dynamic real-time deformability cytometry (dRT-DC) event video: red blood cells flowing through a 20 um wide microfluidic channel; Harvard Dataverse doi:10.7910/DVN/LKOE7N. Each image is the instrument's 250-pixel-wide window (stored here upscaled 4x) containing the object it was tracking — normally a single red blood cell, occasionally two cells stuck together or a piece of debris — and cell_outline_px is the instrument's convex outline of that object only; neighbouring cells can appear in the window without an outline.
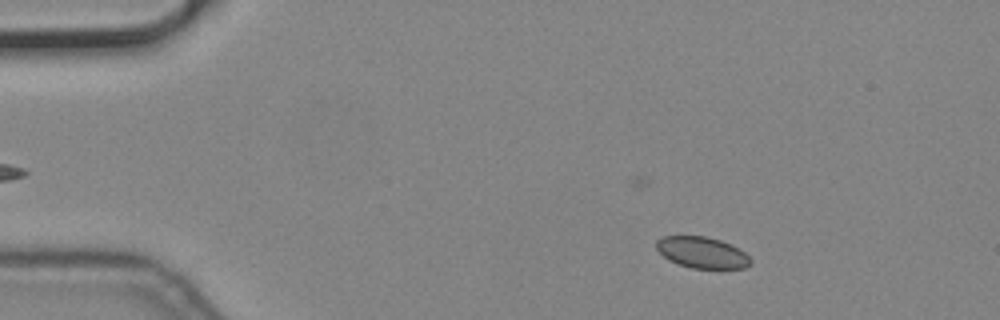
{"species": "common noctule bat (a hibernating species)", "species_latin": "Nyctalus noctula", "temperature_condition": "cold", "stored_images_in_passage": 55, "camera_frame_rate_fps": 3000, "um_per_image_px": 0.085, "animal": {"sex": "male", "body_mass_g": 19.2, "forearm_length_mm": 51.8}, "frame": {"image": 1, "passage_image": 7, "time_ms": 2.0, "image_size_px": [1000, 320], "cell_outline_px": [[752, 264], [744, 268], [692, 268], [668, 260], [656, 248], [656, 240], [664, 236], [708, 236], [732, 244], [740, 248], [752, 260]], "centroid_in_image_um": [59.7, 21.45], "position_along_channel_um": 25.3, "area_um2": 17.22}}
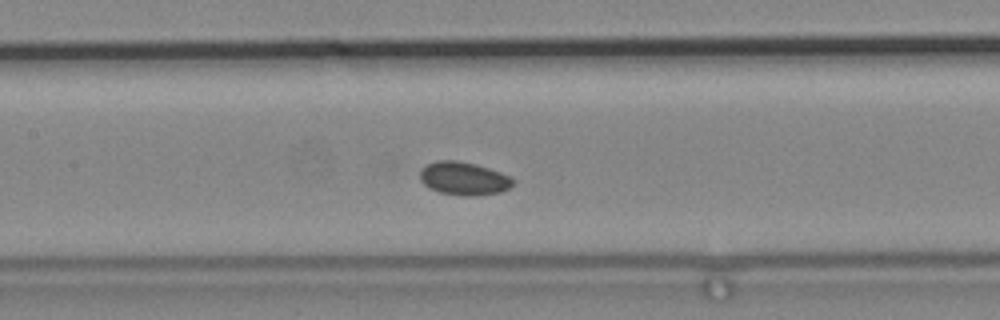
{"frame": {"image": 2, "passage_image": 25, "time_ms": 8.0, "image_size_px": [1000, 320], "cell_outline_px": [[516, 180], [508, 188], [500, 192], [476, 196], [464, 196], [440, 192], [428, 188], [420, 180], [420, 172], [428, 164], [436, 160], [456, 160], [476, 164], [512, 176]], "centroid_in_image_um": [39.44, 15.17], "position_along_channel_um": 168.0, "area_um2": 18.03}}
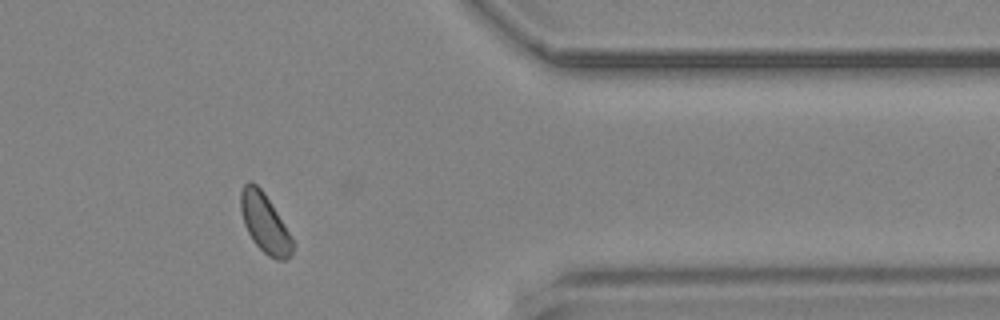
{"frame": {"image": 3, "passage_image": 45, "time_ms": 14.667, "image_size_px": [1000, 320], "cell_outline_px": [[292, 252], [284, 260], [276, 260], [268, 256], [252, 240], [244, 224], [240, 208], [240, 192], [244, 184], [248, 180], [252, 180], [264, 192], [292, 236]], "centroid_in_image_um": [22.48, 18.93], "position_along_channel_um": 388.9, "area_um2": 17.74}}